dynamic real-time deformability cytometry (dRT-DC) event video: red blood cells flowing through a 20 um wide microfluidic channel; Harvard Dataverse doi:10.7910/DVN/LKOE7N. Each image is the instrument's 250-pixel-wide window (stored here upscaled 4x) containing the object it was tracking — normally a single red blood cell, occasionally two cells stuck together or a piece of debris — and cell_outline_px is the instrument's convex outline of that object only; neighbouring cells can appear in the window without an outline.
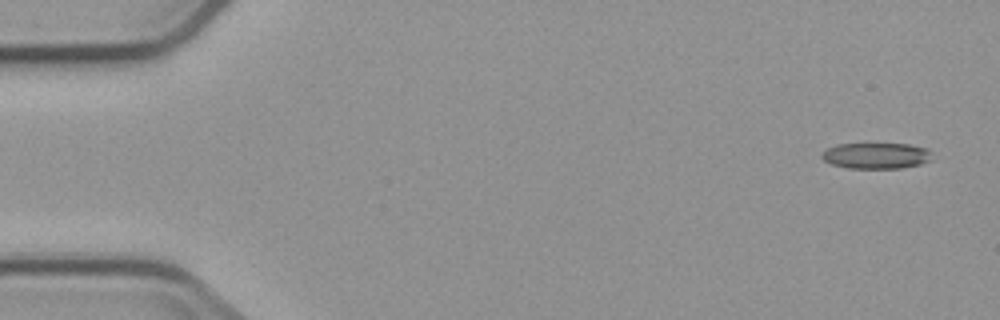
{"species": "common noctule bat (a hibernating species)", "species_latin": "Nyctalus noctula", "temperature_condition": "cold", "stored_images_in_passage": 4, "camera_frame_rate_fps": 3000, "um_per_image_px": 0.085, "animal": {"sex": "male", "body_mass_g": 23.1, "forearm_length_mm": 52.7}, "frame": {"image": 1, "passage_image": 1, "time_ms": 0.0, "image_size_px": [1000, 320], "cell_outline_px": [[932, 160], [920, 164], [900, 168], [848, 168], [832, 164], [824, 160], [820, 156], [828, 148], [836, 144], [908, 144], [928, 148], [932, 152]], "centroid_in_image_um": [74.52, 13.23], "position_along_channel_um": 10.5, "area_um2": 16.7}}